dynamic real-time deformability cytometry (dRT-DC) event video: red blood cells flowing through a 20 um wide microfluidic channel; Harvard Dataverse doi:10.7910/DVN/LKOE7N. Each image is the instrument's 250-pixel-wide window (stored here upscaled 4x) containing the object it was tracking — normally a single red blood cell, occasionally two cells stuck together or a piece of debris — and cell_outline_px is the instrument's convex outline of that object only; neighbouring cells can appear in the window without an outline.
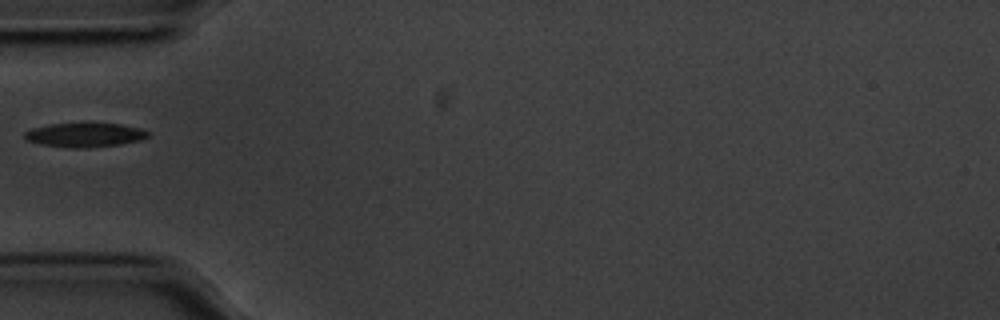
{"species": "common noctule bat (a hibernating species)", "species_latin": "Nyctalus noctula", "temperature_condition": "cold", "stored_images_in_passage": 39, "camera_frame_rate_fps": 3000, "um_per_image_px": 0.085, "animal": {"sex": "male", "body_mass_g": 20.1, "forearm_length_mm": 53.5}, "frame": {"image": 1, "passage_image": 1, "time_ms": 0.0, "image_size_px": [1000, 320], "cell_outline_px": [[152, 132], [148, 136], [140, 140], [120, 144], [76, 148], [72, 148], [40, 144], [28, 140], [24, 136], [24, 132], [32, 128], [52, 124], [120, 124], [140, 128]], "centroid_in_image_um": [7.23, 11.47], "position_along_channel_um": 77.8, "area_um2": 16.99}}
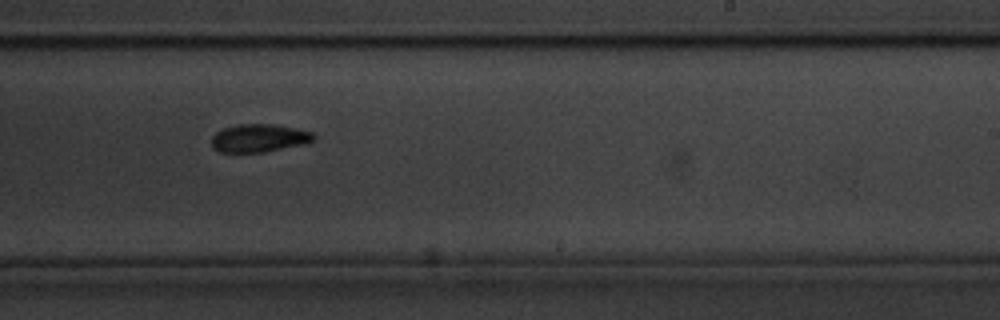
{"frame": {"image": 2, "passage_image": 17, "time_ms": 5.333, "image_size_px": [1000, 320], "cell_outline_px": [[316, 136], [308, 144], [264, 152], [220, 152], [212, 148], [212, 136], [216, 132], [224, 128], [236, 124], [272, 124], [296, 128], [312, 132]], "centroid_in_image_um": [22.03, 11.74], "position_along_channel_um": 267.0, "area_um2": 16.82}}
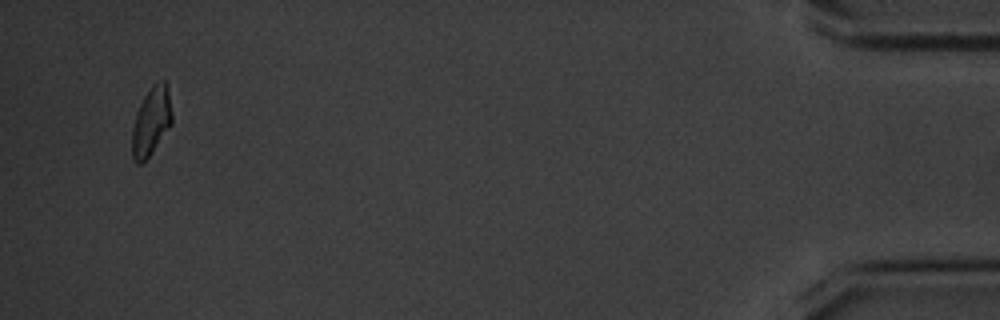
{"frame": {"image": 3, "passage_image": 37, "time_ms": 12.0, "image_size_px": [1000, 320], "cell_outline_px": [[172, 124], [144, 164], [136, 164], [132, 156], [132, 128], [136, 112], [144, 96], [152, 84], [164, 80], [168, 84], [172, 112]], "centroid_in_image_um": [12.86, 10.33], "position_along_channel_um": 422.3, "area_um2": 16.24}}